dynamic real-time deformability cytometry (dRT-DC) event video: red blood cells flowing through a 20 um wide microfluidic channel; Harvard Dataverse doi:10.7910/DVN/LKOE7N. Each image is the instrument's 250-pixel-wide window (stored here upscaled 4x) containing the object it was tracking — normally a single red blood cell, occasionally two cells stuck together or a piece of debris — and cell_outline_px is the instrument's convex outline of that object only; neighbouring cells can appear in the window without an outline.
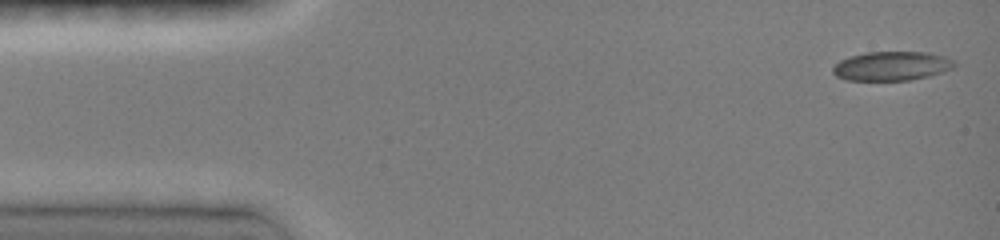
{"species": "common noctule bat (a hibernating species)", "species_latin": "Nyctalus noctula", "temperature_condition": "room temperature", "stored_images_in_passage": 15, "camera_frame_rate_fps": 3000, "um_per_image_px": 0.085, "animal": {"sex": "female", "body_mass_g": 19.0, "forearm_length_mm": 51.5}, "frame": {"image": 1, "passage_image": 1, "time_ms": 0.0, "image_size_px": [1000, 240], "cell_outline_px": [[956, 64], [952, 68], [928, 76], [908, 80], [844, 80], [836, 76], [832, 72], [832, 68], [840, 60], [848, 56], [868, 52], [928, 52], [944, 56], [952, 60]], "centroid_in_image_um": [75.74, 5.61], "position_along_channel_um": 9.3, "area_um2": 20.52}}
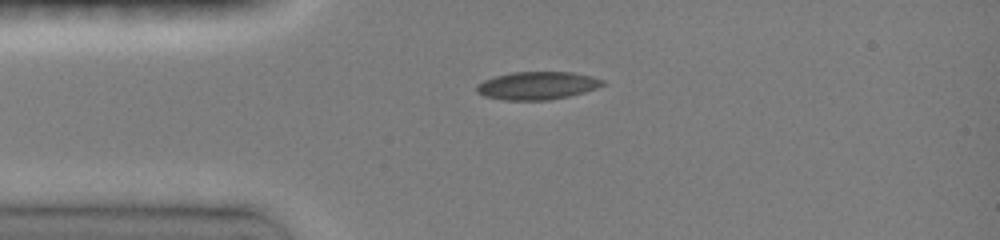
{"frame": {"image": 2, "passage_image": 5, "time_ms": 3.0, "image_size_px": [1000, 240], "cell_outline_px": [[608, 84], [584, 92], [568, 96], [548, 100], [504, 100], [484, 96], [476, 92], [476, 84], [484, 80], [496, 76], [512, 72], [572, 72], [592, 76], [604, 80]], "centroid_in_image_um": [45.67, 7.27], "position_along_channel_um": 39.3, "area_um2": 20.58}}
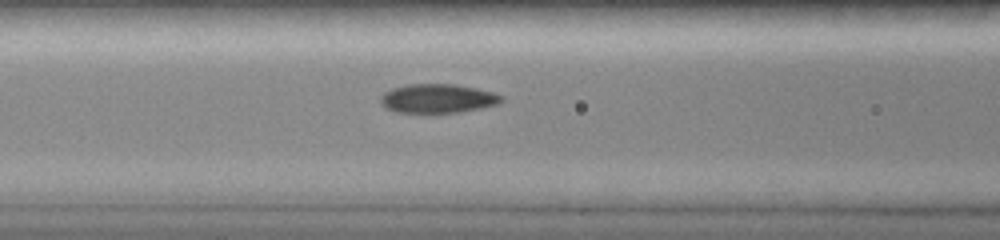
{"frame": {"image": 3, "passage_image": 12, "time_ms": 5.667, "image_size_px": [1000, 240], "cell_outline_px": [[504, 100], [500, 104], [460, 112], [396, 112], [384, 108], [380, 100], [380, 96], [384, 92], [392, 88], [408, 84], [452, 84], [476, 88], [492, 92], [504, 96]], "centroid_in_image_um": [37.21, 8.37], "position_along_channel_um": 129.4, "area_um2": 20.46}}